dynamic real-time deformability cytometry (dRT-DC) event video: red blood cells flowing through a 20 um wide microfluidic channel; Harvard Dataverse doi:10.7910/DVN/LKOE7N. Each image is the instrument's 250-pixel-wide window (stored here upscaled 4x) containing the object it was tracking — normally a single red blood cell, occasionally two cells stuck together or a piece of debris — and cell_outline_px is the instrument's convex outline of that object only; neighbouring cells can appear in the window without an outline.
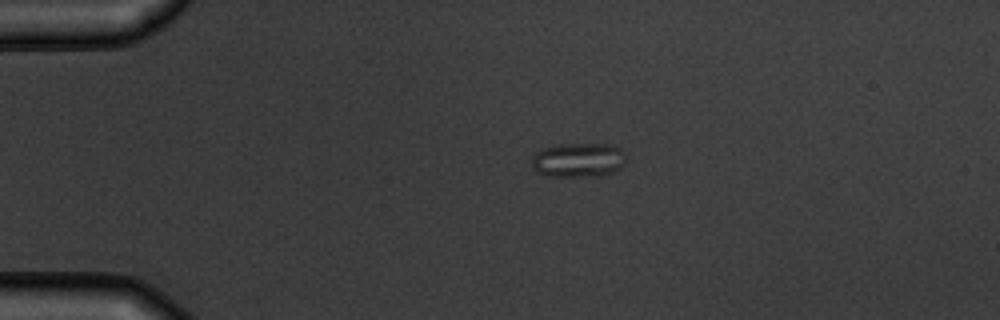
{"species": "common noctule bat (a hibernating species)", "species_latin": "Nyctalus noctula", "temperature_condition": "warm", "stored_images_in_passage": 2, "camera_frame_rate_fps": 3000, "um_per_image_px": 0.085, "animal": {"sex": "male", "body_mass_g": 19.5, "forearm_length_mm": 54.6}, "frame": {"image": 1, "passage_image": 1, "time_ms": 0.0, "image_size_px": [1000, 320], "cell_outline_px": [[628, 160], [620, 168], [612, 172], [600, 176], [544, 176], [536, 172], [532, 168], [532, 156], [536, 152], [544, 148], [560, 144], [604, 144], [620, 148], [624, 152]], "centroid_in_image_um": [49.16, 13.61], "position_along_channel_um": 35.8, "area_um2": 19.07}}